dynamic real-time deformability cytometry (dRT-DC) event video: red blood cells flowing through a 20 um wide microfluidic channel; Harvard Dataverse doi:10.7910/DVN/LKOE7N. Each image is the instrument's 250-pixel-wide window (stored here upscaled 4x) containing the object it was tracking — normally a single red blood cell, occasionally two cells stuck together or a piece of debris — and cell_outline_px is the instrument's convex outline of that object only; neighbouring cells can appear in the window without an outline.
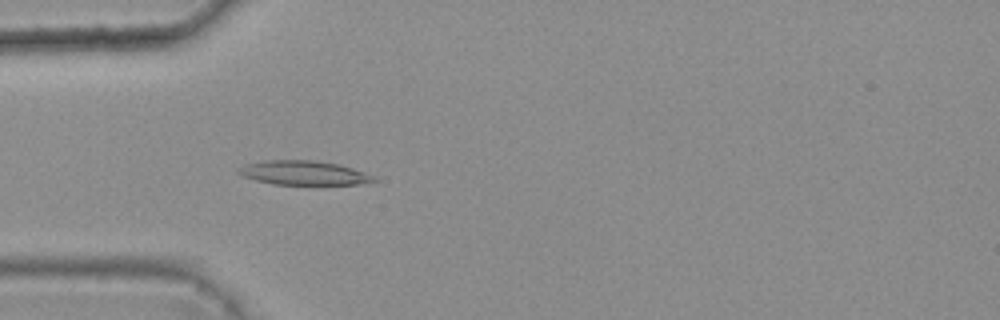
{"species": "common noctule bat (a hibernating species)", "species_latin": "Nyctalus noctula", "temperature_condition": "warm", "stored_images_in_passage": 5, "camera_frame_rate_fps": 3000, "um_per_image_px": 0.085, "animal": {"sex": "female", "body_mass_g": 25.1}, "frame": {"image": 1, "passage_image": 5, "time_ms": 1.333, "image_size_px": [1000, 320], "cell_outline_px": [[376, 180], [360, 184], [272, 184], [256, 180], [244, 176], [236, 172], [240, 168], [248, 164], [264, 160], [316, 160], [336, 164], [352, 168], [372, 176]], "centroid_in_image_um": [25.77, 14.69], "position_along_channel_um": 59.2, "area_um2": 18.61}}